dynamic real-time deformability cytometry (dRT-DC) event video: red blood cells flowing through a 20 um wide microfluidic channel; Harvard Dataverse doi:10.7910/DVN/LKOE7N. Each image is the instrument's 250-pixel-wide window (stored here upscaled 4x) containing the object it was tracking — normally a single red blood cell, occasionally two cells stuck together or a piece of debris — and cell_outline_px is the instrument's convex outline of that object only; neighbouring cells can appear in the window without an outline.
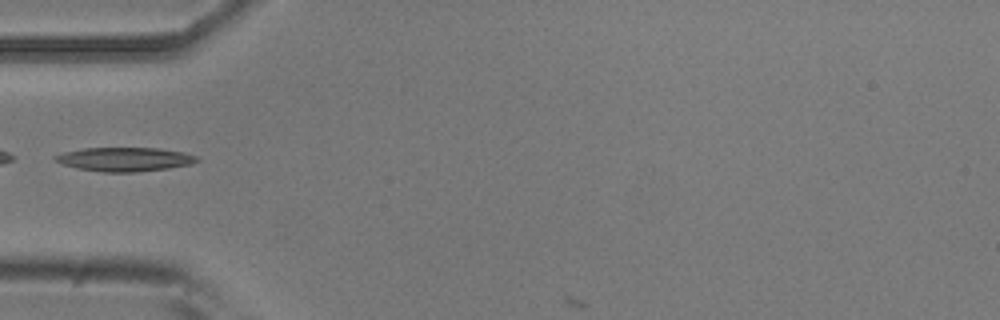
{"species": "common noctule bat (a hibernating species)", "species_latin": "Nyctalus noctula", "temperature_condition": "room temperature", "stored_images_in_passage": 5, "camera_frame_rate_fps": 3000, "um_per_image_px": 0.085, "animal": {"sex": "male", "body_mass_g": 20.5, "forearm_length_mm": 52.5}, "frame": {"image": 1, "passage_image": 4, "time_ms": 4.0, "image_size_px": [1000, 320], "cell_outline_px": [[200, 160], [192, 164], [168, 168], [132, 172], [104, 172], [80, 168], [64, 164], [52, 160], [52, 156], [64, 152], [84, 148], [160, 148], [184, 152], [196, 156]], "centroid_in_image_um": [10.61, 13.53], "position_along_channel_um": 74.4, "area_um2": 19.65}}